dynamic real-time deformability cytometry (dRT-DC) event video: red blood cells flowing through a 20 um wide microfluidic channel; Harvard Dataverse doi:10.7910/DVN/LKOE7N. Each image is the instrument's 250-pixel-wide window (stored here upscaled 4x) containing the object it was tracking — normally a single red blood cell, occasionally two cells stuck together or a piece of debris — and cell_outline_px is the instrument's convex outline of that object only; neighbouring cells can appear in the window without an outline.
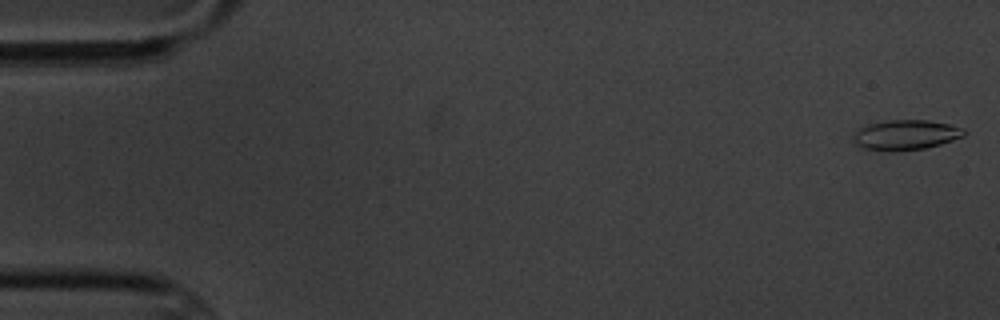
{"species": "common noctule bat (a hibernating species)", "species_latin": "Nyctalus noctula", "temperature_condition": "cold", "stored_images_in_passage": 6, "camera_frame_rate_fps": 3000, "um_per_image_px": 0.085, "animal": {"sex": "male", "body_mass_g": 20.1, "forearm_length_mm": 53.5}, "frame": {"image": 1, "passage_image": 1, "time_ms": 0.0, "image_size_px": [1000, 320], "cell_outline_px": [[968, 132], [964, 136], [940, 144], [924, 148], [892, 152], [888, 152], [864, 148], [852, 144], [852, 132], [868, 124], [888, 120], [928, 120], [948, 124], [964, 128]], "centroid_in_image_um": [76.93, 11.47], "position_along_channel_um": 8.1, "area_um2": 19.71}}